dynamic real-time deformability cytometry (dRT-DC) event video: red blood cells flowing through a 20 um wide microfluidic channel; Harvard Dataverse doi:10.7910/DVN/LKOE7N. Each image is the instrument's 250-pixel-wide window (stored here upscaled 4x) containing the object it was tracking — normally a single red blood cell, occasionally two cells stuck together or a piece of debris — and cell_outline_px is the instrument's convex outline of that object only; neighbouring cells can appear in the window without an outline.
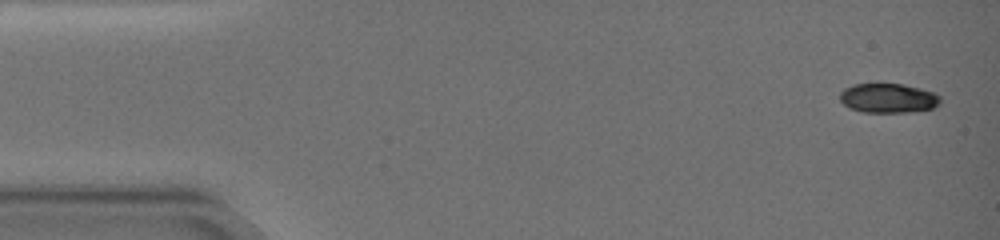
{"species": "common noctule bat (a hibernating species)", "species_latin": "Nyctalus noctula", "temperature_condition": "warm", "stored_images_in_passage": 9, "camera_frame_rate_fps": 3000, "um_per_image_px": 0.085, "animal": {"sex": "female", "body_mass_g": 19.0, "forearm_length_mm": 51.5}, "frame": {"image": 1, "passage_image": 1, "time_ms": 0.0, "image_size_px": [1000, 240], "cell_outline_px": [[940, 104], [932, 108], [908, 112], [864, 112], [848, 108], [840, 100], [840, 92], [844, 88], [852, 84], [904, 84], [920, 88], [932, 92], [940, 96]], "centroid_in_image_um": [75.47, 8.34], "position_along_channel_um": 9.5, "area_um2": 17.22}}
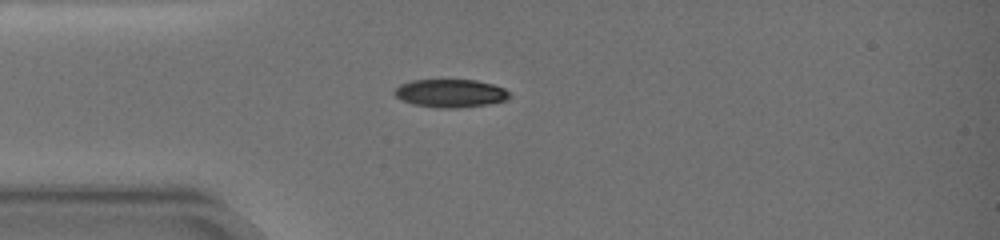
{"frame": {"image": 2, "passage_image": 7, "time_ms": 4.667, "image_size_px": [1000, 240], "cell_outline_px": [[512, 96], [508, 100], [488, 104], [460, 108], [436, 108], [412, 104], [400, 100], [392, 92], [400, 84], [412, 80], [476, 80], [492, 84], [504, 88]], "centroid_in_image_um": [38.28, 7.94], "position_along_channel_um": 46.7, "area_um2": 19.07}}